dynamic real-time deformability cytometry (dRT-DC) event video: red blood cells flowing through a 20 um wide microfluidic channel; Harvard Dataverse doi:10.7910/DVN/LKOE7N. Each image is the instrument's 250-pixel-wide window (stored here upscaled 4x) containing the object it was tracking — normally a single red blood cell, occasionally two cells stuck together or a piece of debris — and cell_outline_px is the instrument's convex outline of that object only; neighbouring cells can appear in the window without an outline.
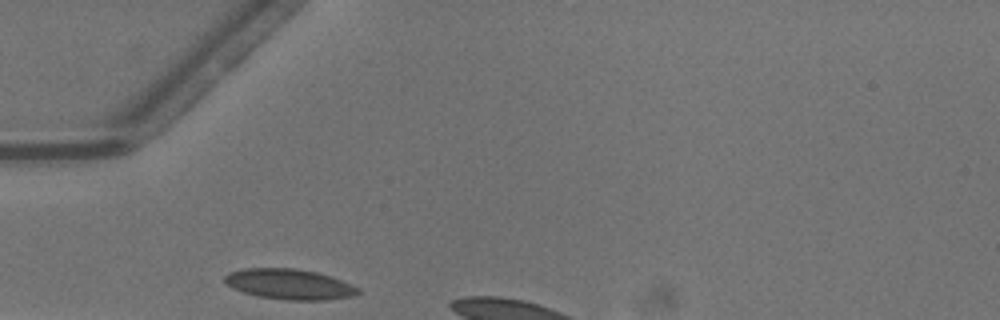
{"species": "common noctule bat (a hibernating species)", "species_latin": "Nyctalus noctula", "temperature_condition": "warm", "stored_images_in_passage": 4, "camera_frame_rate_fps": 3000, "um_per_image_px": 0.085, "animal": {"sex": "male", "body_mass_g": 13.3}, "frame": {"image": 1, "passage_image": 1, "time_ms": 0.0, "image_size_px": [1000, 320], "cell_outline_px": [[360, 292], [352, 296], [328, 300], [284, 300], [260, 296], [244, 292], [232, 288], [224, 284], [224, 276], [228, 272], [244, 268], [292, 268], [316, 272], [352, 284], [360, 288]], "centroid_in_image_um": [24.57, 24.16], "position_along_channel_um": 60.4, "area_um2": 23.64}}